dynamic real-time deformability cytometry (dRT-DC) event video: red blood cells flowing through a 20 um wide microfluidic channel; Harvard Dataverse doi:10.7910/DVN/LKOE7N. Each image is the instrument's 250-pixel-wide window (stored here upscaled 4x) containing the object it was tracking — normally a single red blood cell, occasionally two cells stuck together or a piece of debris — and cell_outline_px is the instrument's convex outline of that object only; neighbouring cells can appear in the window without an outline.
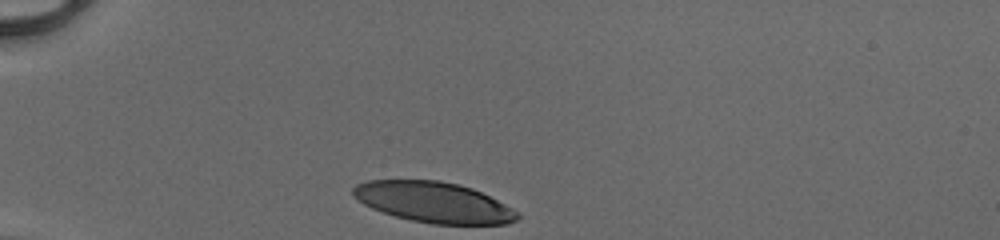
{"species": "human", "species_latin": "Homo sapiens", "temperature_condition": "cold", "stored_images_in_passage": 29, "camera_frame_rate_fps": 3000, "um_per_image_px": 0.085, "donor": {"sex": "male"}, "frame": {"image": 1, "passage_image": 1, "time_ms": 0.0, "image_size_px": [1000, 240], "cell_outline_px": [[520, 216], [516, 220], [508, 224], [432, 224], [412, 220], [396, 216], [372, 208], [364, 204], [352, 196], [352, 188], [356, 184], [368, 180], [440, 180], [472, 188], [520, 212]], "centroid_in_image_um": [36.85, 17.19], "position_along_channel_um": 48.2, "area_um2": 38.73}}
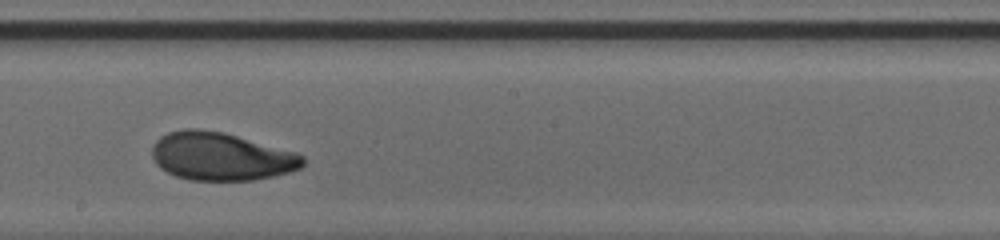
{"frame": {"image": 2, "passage_image": 17, "time_ms": 5.333, "image_size_px": [1000, 240], "cell_outline_px": [[304, 164], [300, 168], [288, 172], [256, 180], [188, 180], [176, 176], [160, 168], [156, 164], [152, 156], [152, 144], [160, 136], [168, 132], [184, 128], [200, 128], [224, 132], [296, 152], [304, 156]], "centroid_in_image_um": [18.76, 13.28], "position_along_channel_um": 229.4, "area_um2": 42.43}}
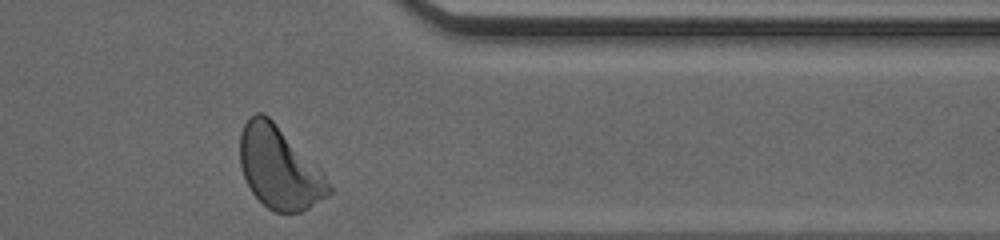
{"frame": {"image": 3, "passage_image": 29, "time_ms": 9.333, "image_size_px": [1000, 240], "cell_outline_px": [[332, 192], [308, 208], [300, 212], [276, 212], [268, 208], [252, 192], [244, 176], [240, 164], [240, 132], [244, 124], [256, 112], [264, 112], [324, 172], [332, 188]], "centroid_in_image_um": [23.74, 14.26], "position_along_channel_um": 387.7, "area_um2": 42.02}, "authors_computed_cell_mechanics": {"area_um2": 42.0784, "velocity_mm_per_s": 4.0925, "shape_relaxation_time_tau1_ms": 2.6178, "shape_relaxation_time_tau2_ms": 1.2277, "deformation_change_tau1": 0.1651, "deformation_change_tau2": 0.0644}}